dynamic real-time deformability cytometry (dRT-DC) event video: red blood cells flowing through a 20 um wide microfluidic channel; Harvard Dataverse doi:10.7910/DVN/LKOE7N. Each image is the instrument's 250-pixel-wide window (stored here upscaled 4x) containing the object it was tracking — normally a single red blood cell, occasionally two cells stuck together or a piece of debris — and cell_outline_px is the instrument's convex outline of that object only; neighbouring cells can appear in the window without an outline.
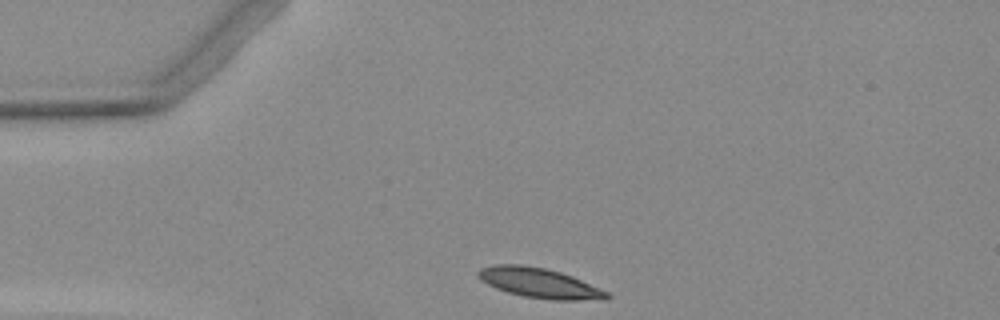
{"species": "Egyptian fruit bat (a non-hibernating species)", "species_latin": "Rousettus aegyptiacus", "temperature_condition": "warm", "stored_images_in_passage": 3, "segment_of_instrument_passage": [1, 2], "camera_frame_rate_fps": 3000, "um_per_image_px": 0.085, "animal": {"sex": "female"}, "frame": {"image": 1, "passage_image": 1, "time_ms": 0.0, "image_size_px": [1000, 320], "cell_outline_px": [[612, 296], [608, 300], [552, 300], [524, 296], [508, 292], [496, 288], [480, 280], [476, 276], [476, 272], [480, 268], [496, 264], [524, 264], [544, 268], [560, 272], [572, 276], [600, 288], [608, 292]], "centroid_in_image_um": [45.86, 24.05], "position_along_channel_um": 39.1, "area_um2": 22.6}}